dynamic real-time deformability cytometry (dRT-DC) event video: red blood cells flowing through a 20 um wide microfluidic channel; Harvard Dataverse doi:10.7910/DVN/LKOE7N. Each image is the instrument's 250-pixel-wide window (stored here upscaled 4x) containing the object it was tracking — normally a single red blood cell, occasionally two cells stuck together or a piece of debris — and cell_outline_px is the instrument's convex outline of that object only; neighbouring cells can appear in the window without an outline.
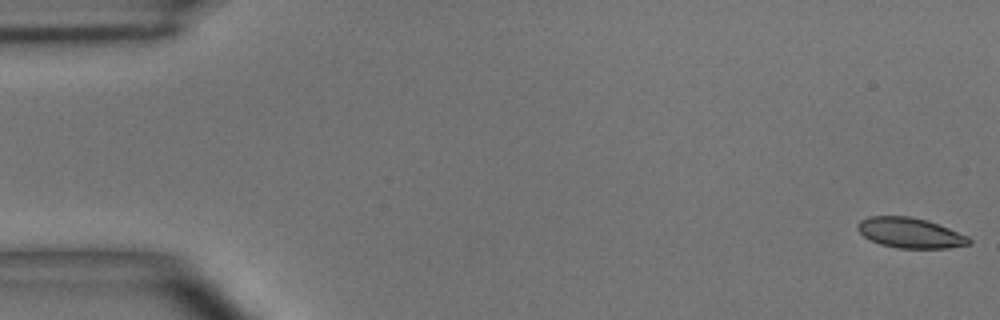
{"species": "common noctule bat (a hibernating species)", "species_latin": "Nyctalus noctula", "temperature_condition": "room temperature", "stored_images_in_passage": 7, "camera_frame_rate_fps": 3000, "um_per_image_px": 0.085, "animal": {"sex": "male", "body_mass_g": 15.6}, "frame": {"image": 1, "passage_image": 1, "time_ms": 0.0, "image_size_px": [1000, 320], "cell_outline_px": [[972, 244], [948, 248], [896, 248], [880, 244], [864, 236], [856, 228], [856, 224], [860, 220], [868, 216], [908, 216], [928, 220], [968, 236], [972, 240]], "centroid_in_image_um": [77.36, 19.79], "position_along_channel_um": 7.6, "area_um2": 19.71}}
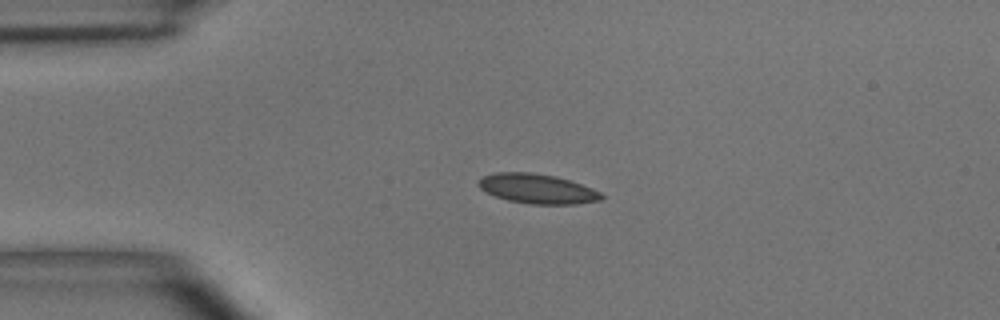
{"frame": {"image": 2, "passage_image": 4, "time_ms": 3.667, "image_size_px": [1000, 320], "cell_outline_px": [[604, 200], [576, 204], [528, 204], [508, 200], [496, 196], [480, 188], [476, 184], [484, 176], [496, 172], [532, 172], [556, 176], [592, 188], [600, 192], [604, 196]], "centroid_in_image_um": [45.7, 16.05], "position_along_channel_um": 39.3, "area_um2": 21.21}}
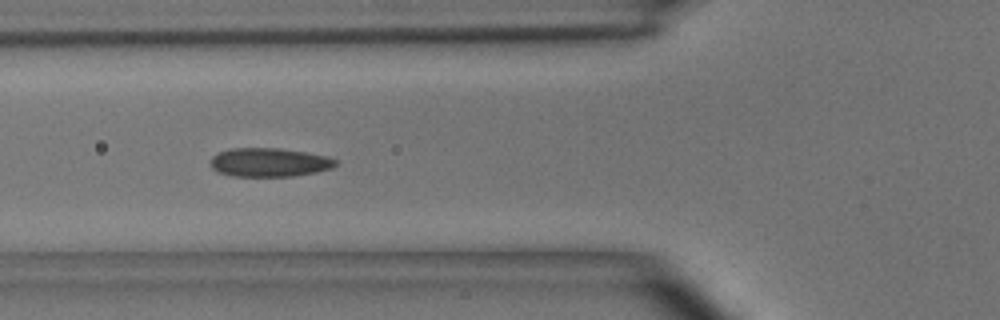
{"frame": {"image": 3, "passage_image": 6, "time_ms": 6.0, "image_size_px": [1000, 320], "cell_outline_px": [[336, 164], [332, 168], [316, 172], [292, 176], [232, 176], [216, 172], [208, 164], [212, 156], [228, 148], [280, 148], [328, 156], [336, 160]], "centroid_in_image_um": [22.83, 13.8], "position_along_channel_um": 103.0, "area_um2": 21.1}}